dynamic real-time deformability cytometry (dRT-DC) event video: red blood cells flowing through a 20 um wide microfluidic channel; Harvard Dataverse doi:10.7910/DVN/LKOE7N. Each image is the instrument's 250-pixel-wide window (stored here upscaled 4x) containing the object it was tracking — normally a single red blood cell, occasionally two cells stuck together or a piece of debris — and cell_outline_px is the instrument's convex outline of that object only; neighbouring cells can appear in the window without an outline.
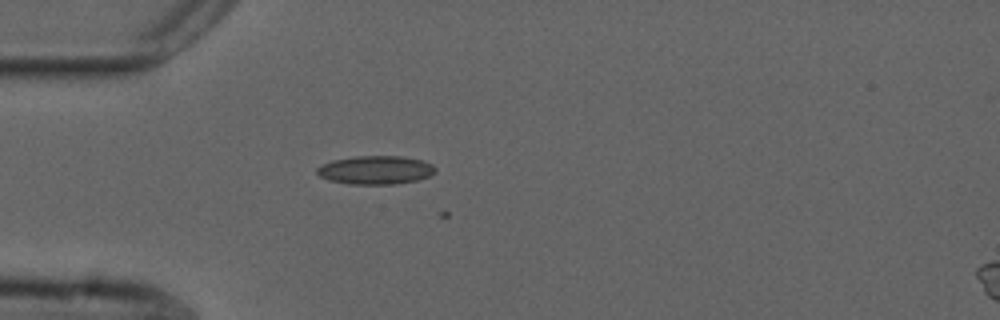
{"species": "common noctule bat (a hibernating species)", "species_latin": "Nyctalus noctula", "temperature_condition": "cold", "stored_images_in_passage": 2, "camera_frame_rate_fps": 3000, "um_per_image_px": 0.085, "animal": {"sex": "male", "forearm_length_mm": 52.5}, "frame": {"image": 1, "passage_image": 1, "time_ms": 0.0, "image_size_px": [1000, 320], "cell_outline_px": [[436, 172], [428, 176], [416, 180], [396, 184], [348, 184], [328, 180], [320, 176], [316, 172], [316, 168], [332, 160], [356, 156], [400, 156], [424, 160], [432, 164], [436, 168]], "centroid_in_image_um": [31.93, 14.45], "position_along_channel_um": 53.1, "area_um2": 19.71}}